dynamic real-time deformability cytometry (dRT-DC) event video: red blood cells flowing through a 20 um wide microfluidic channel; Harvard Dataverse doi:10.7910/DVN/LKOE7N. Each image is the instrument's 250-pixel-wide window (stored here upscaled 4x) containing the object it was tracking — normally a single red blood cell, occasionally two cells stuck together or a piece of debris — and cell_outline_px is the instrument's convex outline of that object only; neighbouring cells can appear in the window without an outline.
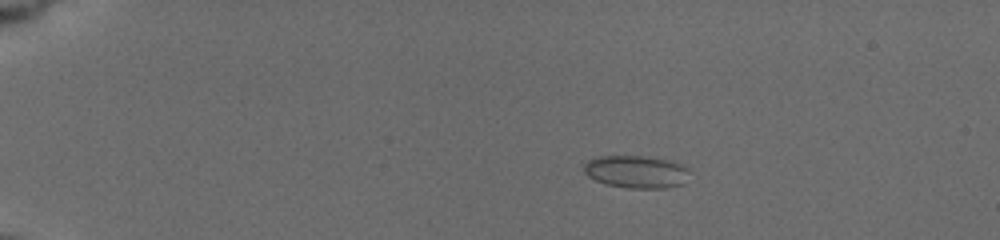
{"species": "common noctule bat (a hibernating species)", "species_latin": "Nyctalus noctula", "temperature_condition": "cold", "stored_images_in_passage": 16, "camera_frame_rate_fps": 3000, "um_per_image_px": 0.085, "animal": {"sex": "female", "body_mass_g": 19.5, "forearm_length_mm": 54.1}, "frame": {"image": 1, "passage_image": 5, "time_ms": 3.0, "image_size_px": [1000, 240], "cell_outline_px": [[688, 168], [684, 184], [664, 188], [628, 188], [604, 184], [588, 176], [584, 172], [584, 164], [588, 160], [600, 156], [640, 156], [664, 160], [680, 164]], "centroid_in_image_um": [54.03, 14.61], "position_along_channel_um": 31.0, "area_um2": 19.77}}
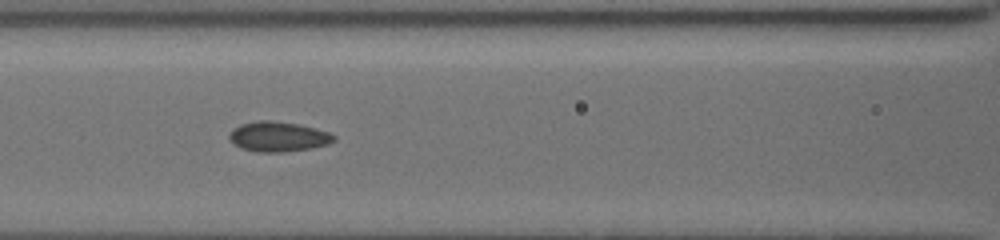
{"frame": {"image": 2, "passage_image": 13, "time_ms": 8.333, "image_size_px": [1000, 240], "cell_outline_px": [[336, 140], [328, 144], [312, 148], [284, 152], [256, 152], [240, 148], [232, 144], [228, 136], [240, 124], [256, 120], [272, 120], [300, 124], [316, 128], [328, 132], [336, 136]], "centroid_in_image_um": [23.66, 11.61], "position_along_channel_um": 142.9, "area_um2": 18.5}}
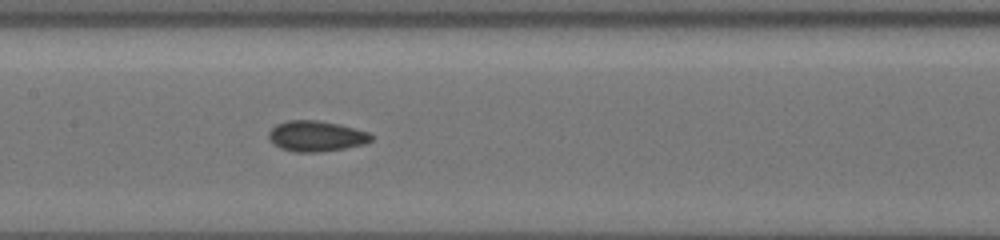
{"frame": {"image": 3, "passage_image": 16, "time_ms": 9.333, "image_size_px": [1000, 240], "cell_outline_px": [[372, 140], [364, 144], [344, 148], [316, 152], [296, 152], [280, 148], [268, 136], [268, 132], [276, 124], [288, 120], [316, 120], [340, 124], [368, 132], [372, 136]], "centroid_in_image_um": [26.88, 11.56], "position_along_channel_um": 180.5, "area_um2": 18.09}}